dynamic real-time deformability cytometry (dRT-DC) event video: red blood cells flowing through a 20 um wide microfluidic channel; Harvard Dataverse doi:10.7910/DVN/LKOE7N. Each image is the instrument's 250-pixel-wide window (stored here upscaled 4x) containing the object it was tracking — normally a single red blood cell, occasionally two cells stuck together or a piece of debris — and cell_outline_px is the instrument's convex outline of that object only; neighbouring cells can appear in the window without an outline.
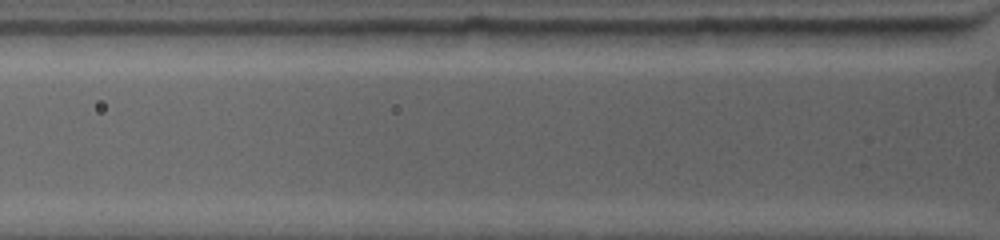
{"species": "common noctule bat (a hibernating species)", "species_latin": "Nyctalus noctula", "temperature_condition": "warm", "stored_images_in_passage": 2, "camera_frame_rate_fps": 4500, "um_per_image_px": 0.085, "animal": {"sex": "female", "body_mass_g": 19.0, "forearm_length_mm": 53.3}, "frame": {"image": 1, "passage_image": 2, "time_ms": 0.444, "image_size_px": [1000, 240], "cell_outline_px": [[556, 32], [544, 44], [536, 48], [444, 48], [412, 32], [440, 28], [556, 28]], "centroid_in_image_um": [41.5, 3.18], "position_along_channel_um": 84.3, "area_um2": 17.57}}